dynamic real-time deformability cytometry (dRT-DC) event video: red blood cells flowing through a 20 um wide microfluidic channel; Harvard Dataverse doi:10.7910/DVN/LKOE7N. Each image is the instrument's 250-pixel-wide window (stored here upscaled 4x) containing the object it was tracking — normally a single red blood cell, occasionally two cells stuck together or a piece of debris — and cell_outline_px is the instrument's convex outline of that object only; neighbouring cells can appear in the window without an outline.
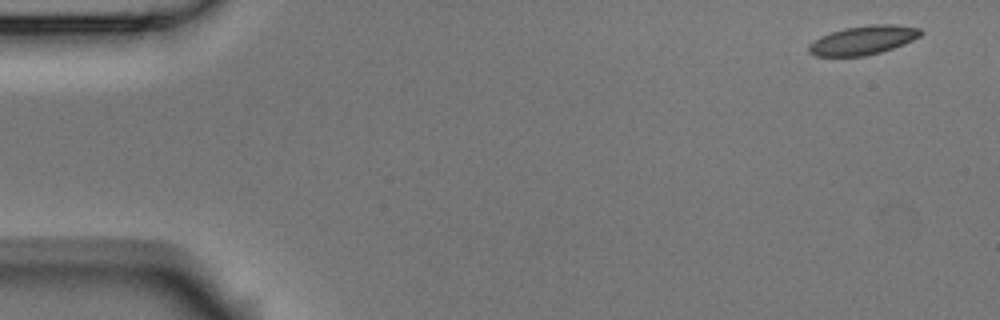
{"species": "Egyptian fruit bat (a non-hibernating species)", "species_latin": "Rousettus aegyptiacus", "temperature_condition": "room temperature", "stored_images_in_passage": 3, "camera_frame_rate_fps": 3000, "um_per_image_px": 0.085, "animal": {"sex": "male"}, "frame": {"image": 1, "passage_image": 1, "time_ms": 0.0, "image_size_px": [1000, 320], "cell_outline_px": [[924, 32], [920, 36], [904, 44], [880, 52], [864, 56], [816, 56], [808, 52], [808, 44], [820, 36], [844, 28], [872, 24], [892, 24], [920, 28]], "centroid_in_image_um": [73.36, 3.41], "position_along_channel_um": 11.6, "area_um2": 18.84}}